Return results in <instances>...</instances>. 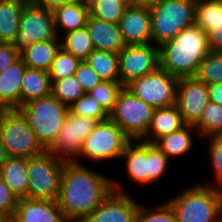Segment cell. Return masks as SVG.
I'll return each mask as SVG.
<instances>
[{
  "label": "cell",
  "mask_w": 222,
  "mask_h": 222,
  "mask_svg": "<svg viewBox=\"0 0 222 222\" xmlns=\"http://www.w3.org/2000/svg\"><path fill=\"white\" fill-rule=\"evenodd\" d=\"M86 164L64 162L57 198L68 222H81L114 191L113 179Z\"/></svg>",
  "instance_id": "obj_1"
},
{
  "label": "cell",
  "mask_w": 222,
  "mask_h": 222,
  "mask_svg": "<svg viewBox=\"0 0 222 222\" xmlns=\"http://www.w3.org/2000/svg\"><path fill=\"white\" fill-rule=\"evenodd\" d=\"M209 53L208 35L193 24L159 46L160 67L177 78L194 77Z\"/></svg>",
  "instance_id": "obj_2"
},
{
  "label": "cell",
  "mask_w": 222,
  "mask_h": 222,
  "mask_svg": "<svg viewBox=\"0 0 222 222\" xmlns=\"http://www.w3.org/2000/svg\"><path fill=\"white\" fill-rule=\"evenodd\" d=\"M186 188V189H185ZM164 199L178 222H219L222 217V189L194 183Z\"/></svg>",
  "instance_id": "obj_3"
},
{
  "label": "cell",
  "mask_w": 222,
  "mask_h": 222,
  "mask_svg": "<svg viewBox=\"0 0 222 222\" xmlns=\"http://www.w3.org/2000/svg\"><path fill=\"white\" fill-rule=\"evenodd\" d=\"M121 159L124 162L126 178L141 187L161 181L168 173L169 162H171V159L155 144L142 140H131Z\"/></svg>",
  "instance_id": "obj_4"
},
{
  "label": "cell",
  "mask_w": 222,
  "mask_h": 222,
  "mask_svg": "<svg viewBox=\"0 0 222 222\" xmlns=\"http://www.w3.org/2000/svg\"><path fill=\"white\" fill-rule=\"evenodd\" d=\"M196 0H161L150 7L152 44L160 46L195 24Z\"/></svg>",
  "instance_id": "obj_5"
},
{
  "label": "cell",
  "mask_w": 222,
  "mask_h": 222,
  "mask_svg": "<svg viewBox=\"0 0 222 222\" xmlns=\"http://www.w3.org/2000/svg\"><path fill=\"white\" fill-rule=\"evenodd\" d=\"M131 139L124 133V131L110 118L97 122L92 132L84 140L81 152L75 162L84 164L87 160L94 165L95 163H108L110 160H119L127 144ZM83 159V160H82ZM103 161V162H102Z\"/></svg>",
  "instance_id": "obj_6"
},
{
  "label": "cell",
  "mask_w": 222,
  "mask_h": 222,
  "mask_svg": "<svg viewBox=\"0 0 222 222\" xmlns=\"http://www.w3.org/2000/svg\"><path fill=\"white\" fill-rule=\"evenodd\" d=\"M35 136L47 149L63 127L69 107L52 94L32 100L18 108Z\"/></svg>",
  "instance_id": "obj_7"
},
{
  "label": "cell",
  "mask_w": 222,
  "mask_h": 222,
  "mask_svg": "<svg viewBox=\"0 0 222 222\" xmlns=\"http://www.w3.org/2000/svg\"><path fill=\"white\" fill-rule=\"evenodd\" d=\"M0 139L9 157L30 158L46 151L18 109H5L2 112Z\"/></svg>",
  "instance_id": "obj_8"
},
{
  "label": "cell",
  "mask_w": 222,
  "mask_h": 222,
  "mask_svg": "<svg viewBox=\"0 0 222 222\" xmlns=\"http://www.w3.org/2000/svg\"><path fill=\"white\" fill-rule=\"evenodd\" d=\"M64 162L47 151L28 158V198L57 200Z\"/></svg>",
  "instance_id": "obj_9"
},
{
  "label": "cell",
  "mask_w": 222,
  "mask_h": 222,
  "mask_svg": "<svg viewBox=\"0 0 222 222\" xmlns=\"http://www.w3.org/2000/svg\"><path fill=\"white\" fill-rule=\"evenodd\" d=\"M154 108L123 87L117 97L109 118L114 121L131 140H141L149 129Z\"/></svg>",
  "instance_id": "obj_10"
},
{
  "label": "cell",
  "mask_w": 222,
  "mask_h": 222,
  "mask_svg": "<svg viewBox=\"0 0 222 222\" xmlns=\"http://www.w3.org/2000/svg\"><path fill=\"white\" fill-rule=\"evenodd\" d=\"M178 80L159 66L150 74L132 81L126 88L154 109L164 108L176 104Z\"/></svg>",
  "instance_id": "obj_11"
},
{
  "label": "cell",
  "mask_w": 222,
  "mask_h": 222,
  "mask_svg": "<svg viewBox=\"0 0 222 222\" xmlns=\"http://www.w3.org/2000/svg\"><path fill=\"white\" fill-rule=\"evenodd\" d=\"M96 124V120L79 116L69 111L63 127L46 151L65 162L76 161L84 140L92 132Z\"/></svg>",
  "instance_id": "obj_12"
},
{
  "label": "cell",
  "mask_w": 222,
  "mask_h": 222,
  "mask_svg": "<svg viewBox=\"0 0 222 222\" xmlns=\"http://www.w3.org/2000/svg\"><path fill=\"white\" fill-rule=\"evenodd\" d=\"M60 40L58 37L53 11L27 3L20 18L19 31L11 43L19 51L33 42Z\"/></svg>",
  "instance_id": "obj_13"
},
{
  "label": "cell",
  "mask_w": 222,
  "mask_h": 222,
  "mask_svg": "<svg viewBox=\"0 0 222 222\" xmlns=\"http://www.w3.org/2000/svg\"><path fill=\"white\" fill-rule=\"evenodd\" d=\"M118 55L119 78L124 87L160 66L159 46L152 43L126 45Z\"/></svg>",
  "instance_id": "obj_14"
},
{
  "label": "cell",
  "mask_w": 222,
  "mask_h": 222,
  "mask_svg": "<svg viewBox=\"0 0 222 222\" xmlns=\"http://www.w3.org/2000/svg\"><path fill=\"white\" fill-rule=\"evenodd\" d=\"M121 184L113 179L114 191L81 222H137L140 203L128 195Z\"/></svg>",
  "instance_id": "obj_15"
},
{
  "label": "cell",
  "mask_w": 222,
  "mask_h": 222,
  "mask_svg": "<svg viewBox=\"0 0 222 222\" xmlns=\"http://www.w3.org/2000/svg\"><path fill=\"white\" fill-rule=\"evenodd\" d=\"M209 102L208 85L195 77L179 78L175 105L185 124L195 125Z\"/></svg>",
  "instance_id": "obj_16"
},
{
  "label": "cell",
  "mask_w": 222,
  "mask_h": 222,
  "mask_svg": "<svg viewBox=\"0 0 222 222\" xmlns=\"http://www.w3.org/2000/svg\"><path fill=\"white\" fill-rule=\"evenodd\" d=\"M118 25L126 45L152 43L151 13L149 7L129 6Z\"/></svg>",
  "instance_id": "obj_17"
},
{
  "label": "cell",
  "mask_w": 222,
  "mask_h": 222,
  "mask_svg": "<svg viewBox=\"0 0 222 222\" xmlns=\"http://www.w3.org/2000/svg\"><path fill=\"white\" fill-rule=\"evenodd\" d=\"M195 24L208 35L210 52H222V0H196Z\"/></svg>",
  "instance_id": "obj_18"
},
{
  "label": "cell",
  "mask_w": 222,
  "mask_h": 222,
  "mask_svg": "<svg viewBox=\"0 0 222 222\" xmlns=\"http://www.w3.org/2000/svg\"><path fill=\"white\" fill-rule=\"evenodd\" d=\"M15 222H68L56 200L19 198Z\"/></svg>",
  "instance_id": "obj_19"
},
{
  "label": "cell",
  "mask_w": 222,
  "mask_h": 222,
  "mask_svg": "<svg viewBox=\"0 0 222 222\" xmlns=\"http://www.w3.org/2000/svg\"><path fill=\"white\" fill-rule=\"evenodd\" d=\"M86 26L94 50L119 54L126 46L118 24L102 21L89 15Z\"/></svg>",
  "instance_id": "obj_20"
},
{
  "label": "cell",
  "mask_w": 222,
  "mask_h": 222,
  "mask_svg": "<svg viewBox=\"0 0 222 222\" xmlns=\"http://www.w3.org/2000/svg\"><path fill=\"white\" fill-rule=\"evenodd\" d=\"M27 66L19 58L0 73V105L5 109L20 107V90Z\"/></svg>",
  "instance_id": "obj_21"
},
{
  "label": "cell",
  "mask_w": 222,
  "mask_h": 222,
  "mask_svg": "<svg viewBox=\"0 0 222 222\" xmlns=\"http://www.w3.org/2000/svg\"><path fill=\"white\" fill-rule=\"evenodd\" d=\"M185 125L176 105L154 109L147 134L141 140L154 144L159 138L178 131Z\"/></svg>",
  "instance_id": "obj_22"
},
{
  "label": "cell",
  "mask_w": 222,
  "mask_h": 222,
  "mask_svg": "<svg viewBox=\"0 0 222 222\" xmlns=\"http://www.w3.org/2000/svg\"><path fill=\"white\" fill-rule=\"evenodd\" d=\"M195 136L200 138L194 125L186 124L180 130L159 138L154 144L173 160L172 158L175 159L186 154L190 155V152L194 148V143L197 141L194 140Z\"/></svg>",
  "instance_id": "obj_23"
},
{
  "label": "cell",
  "mask_w": 222,
  "mask_h": 222,
  "mask_svg": "<svg viewBox=\"0 0 222 222\" xmlns=\"http://www.w3.org/2000/svg\"><path fill=\"white\" fill-rule=\"evenodd\" d=\"M55 28L60 38L62 35L85 27L89 13L88 2L64 5L53 11Z\"/></svg>",
  "instance_id": "obj_24"
},
{
  "label": "cell",
  "mask_w": 222,
  "mask_h": 222,
  "mask_svg": "<svg viewBox=\"0 0 222 222\" xmlns=\"http://www.w3.org/2000/svg\"><path fill=\"white\" fill-rule=\"evenodd\" d=\"M60 47V40L33 42L20 51V58L28 68L49 72Z\"/></svg>",
  "instance_id": "obj_25"
},
{
  "label": "cell",
  "mask_w": 222,
  "mask_h": 222,
  "mask_svg": "<svg viewBox=\"0 0 222 222\" xmlns=\"http://www.w3.org/2000/svg\"><path fill=\"white\" fill-rule=\"evenodd\" d=\"M28 158L9 157L2 166L3 181L19 198H28Z\"/></svg>",
  "instance_id": "obj_26"
},
{
  "label": "cell",
  "mask_w": 222,
  "mask_h": 222,
  "mask_svg": "<svg viewBox=\"0 0 222 222\" xmlns=\"http://www.w3.org/2000/svg\"><path fill=\"white\" fill-rule=\"evenodd\" d=\"M51 86L48 72L27 67L20 90V107L32 100L51 94Z\"/></svg>",
  "instance_id": "obj_27"
},
{
  "label": "cell",
  "mask_w": 222,
  "mask_h": 222,
  "mask_svg": "<svg viewBox=\"0 0 222 222\" xmlns=\"http://www.w3.org/2000/svg\"><path fill=\"white\" fill-rule=\"evenodd\" d=\"M27 3L28 0H0V40L3 43L13 42Z\"/></svg>",
  "instance_id": "obj_28"
},
{
  "label": "cell",
  "mask_w": 222,
  "mask_h": 222,
  "mask_svg": "<svg viewBox=\"0 0 222 222\" xmlns=\"http://www.w3.org/2000/svg\"><path fill=\"white\" fill-rule=\"evenodd\" d=\"M60 41L61 47L80 61H86L94 50L87 26L62 35Z\"/></svg>",
  "instance_id": "obj_29"
},
{
  "label": "cell",
  "mask_w": 222,
  "mask_h": 222,
  "mask_svg": "<svg viewBox=\"0 0 222 222\" xmlns=\"http://www.w3.org/2000/svg\"><path fill=\"white\" fill-rule=\"evenodd\" d=\"M86 61L103 81H120L118 54L93 50Z\"/></svg>",
  "instance_id": "obj_30"
},
{
  "label": "cell",
  "mask_w": 222,
  "mask_h": 222,
  "mask_svg": "<svg viewBox=\"0 0 222 222\" xmlns=\"http://www.w3.org/2000/svg\"><path fill=\"white\" fill-rule=\"evenodd\" d=\"M88 4L91 17L115 24H119L129 7L120 0H88Z\"/></svg>",
  "instance_id": "obj_31"
},
{
  "label": "cell",
  "mask_w": 222,
  "mask_h": 222,
  "mask_svg": "<svg viewBox=\"0 0 222 222\" xmlns=\"http://www.w3.org/2000/svg\"><path fill=\"white\" fill-rule=\"evenodd\" d=\"M194 127L202 139L222 135V106L210 101Z\"/></svg>",
  "instance_id": "obj_32"
},
{
  "label": "cell",
  "mask_w": 222,
  "mask_h": 222,
  "mask_svg": "<svg viewBox=\"0 0 222 222\" xmlns=\"http://www.w3.org/2000/svg\"><path fill=\"white\" fill-rule=\"evenodd\" d=\"M51 94L64 105L70 107L75 101L85 94L75 75L55 80L52 82Z\"/></svg>",
  "instance_id": "obj_33"
},
{
  "label": "cell",
  "mask_w": 222,
  "mask_h": 222,
  "mask_svg": "<svg viewBox=\"0 0 222 222\" xmlns=\"http://www.w3.org/2000/svg\"><path fill=\"white\" fill-rule=\"evenodd\" d=\"M206 140L207 145V153L210 159V164L212 168V181L204 180V182H200L207 186H212L216 188L222 189V135L208 136L203 138Z\"/></svg>",
  "instance_id": "obj_34"
},
{
  "label": "cell",
  "mask_w": 222,
  "mask_h": 222,
  "mask_svg": "<svg viewBox=\"0 0 222 222\" xmlns=\"http://www.w3.org/2000/svg\"><path fill=\"white\" fill-rule=\"evenodd\" d=\"M194 77L206 85L222 82V52H210Z\"/></svg>",
  "instance_id": "obj_35"
},
{
  "label": "cell",
  "mask_w": 222,
  "mask_h": 222,
  "mask_svg": "<svg viewBox=\"0 0 222 222\" xmlns=\"http://www.w3.org/2000/svg\"><path fill=\"white\" fill-rule=\"evenodd\" d=\"M123 87L120 81H102L88 93L110 114Z\"/></svg>",
  "instance_id": "obj_36"
},
{
  "label": "cell",
  "mask_w": 222,
  "mask_h": 222,
  "mask_svg": "<svg viewBox=\"0 0 222 222\" xmlns=\"http://www.w3.org/2000/svg\"><path fill=\"white\" fill-rule=\"evenodd\" d=\"M80 62L79 59L60 47L48 72L51 83L55 80L75 75Z\"/></svg>",
  "instance_id": "obj_37"
},
{
  "label": "cell",
  "mask_w": 222,
  "mask_h": 222,
  "mask_svg": "<svg viewBox=\"0 0 222 222\" xmlns=\"http://www.w3.org/2000/svg\"><path fill=\"white\" fill-rule=\"evenodd\" d=\"M137 222H178L172 207L166 202L155 204V206L140 203L137 213Z\"/></svg>",
  "instance_id": "obj_38"
},
{
  "label": "cell",
  "mask_w": 222,
  "mask_h": 222,
  "mask_svg": "<svg viewBox=\"0 0 222 222\" xmlns=\"http://www.w3.org/2000/svg\"><path fill=\"white\" fill-rule=\"evenodd\" d=\"M69 111L79 116H84L102 122L109 119V114L89 93H85L70 107Z\"/></svg>",
  "instance_id": "obj_39"
},
{
  "label": "cell",
  "mask_w": 222,
  "mask_h": 222,
  "mask_svg": "<svg viewBox=\"0 0 222 222\" xmlns=\"http://www.w3.org/2000/svg\"><path fill=\"white\" fill-rule=\"evenodd\" d=\"M75 76L82 86L85 93H88L94 87H96L103 80L98 74L90 67L87 61H81L78 65Z\"/></svg>",
  "instance_id": "obj_40"
},
{
  "label": "cell",
  "mask_w": 222,
  "mask_h": 222,
  "mask_svg": "<svg viewBox=\"0 0 222 222\" xmlns=\"http://www.w3.org/2000/svg\"><path fill=\"white\" fill-rule=\"evenodd\" d=\"M18 198L5 184L4 181L0 182V212L6 217H13Z\"/></svg>",
  "instance_id": "obj_41"
},
{
  "label": "cell",
  "mask_w": 222,
  "mask_h": 222,
  "mask_svg": "<svg viewBox=\"0 0 222 222\" xmlns=\"http://www.w3.org/2000/svg\"><path fill=\"white\" fill-rule=\"evenodd\" d=\"M20 58V51L11 43L0 46V73Z\"/></svg>",
  "instance_id": "obj_42"
},
{
  "label": "cell",
  "mask_w": 222,
  "mask_h": 222,
  "mask_svg": "<svg viewBox=\"0 0 222 222\" xmlns=\"http://www.w3.org/2000/svg\"><path fill=\"white\" fill-rule=\"evenodd\" d=\"M28 2L37 7L54 11L56 8L64 5H70L78 2H88V0H28Z\"/></svg>",
  "instance_id": "obj_43"
},
{
  "label": "cell",
  "mask_w": 222,
  "mask_h": 222,
  "mask_svg": "<svg viewBox=\"0 0 222 222\" xmlns=\"http://www.w3.org/2000/svg\"><path fill=\"white\" fill-rule=\"evenodd\" d=\"M210 101L222 106V82L208 85Z\"/></svg>",
  "instance_id": "obj_44"
},
{
  "label": "cell",
  "mask_w": 222,
  "mask_h": 222,
  "mask_svg": "<svg viewBox=\"0 0 222 222\" xmlns=\"http://www.w3.org/2000/svg\"><path fill=\"white\" fill-rule=\"evenodd\" d=\"M161 0H132L133 6L152 7L158 4Z\"/></svg>",
  "instance_id": "obj_45"
},
{
  "label": "cell",
  "mask_w": 222,
  "mask_h": 222,
  "mask_svg": "<svg viewBox=\"0 0 222 222\" xmlns=\"http://www.w3.org/2000/svg\"><path fill=\"white\" fill-rule=\"evenodd\" d=\"M8 158L9 156L7 154V151L5 147L3 146V144L1 143V139H0V169L2 168V166L7 161Z\"/></svg>",
  "instance_id": "obj_46"
},
{
  "label": "cell",
  "mask_w": 222,
  "mask_h": 222,
  "mask_svg": "<svg viewBox=\"0 0 222 222\" xmlns=\"http://www.w3.org/2000/svg\"><path fill=\"white\" fill-rule=\"evenodd\" d=\"M120 1L124 2L128 6H132V0H120Z\"/></svg>",
  "instance_id": "obj_47"
},
{
  "label": "cell",
  "mask_w": 222,
  "mask_h": 222,
  "mask_svg": "<svg viewBox=\"0 0 222 222\" xmlns=\"http://www.w3.org/2000/svg\"><path fill=\"white\" fill-rule=\"evenodd\" d=\"M2 222H15V221H14V219L12 217H7Z\"/></svg>",
  "instance_id": "obj_48"
},
{
  "label": "cell",
  "mask_w": 222,
  "mask_h": 222,
  "mask_svg": "<svg viewBox=\"0 0 222 222\" xmlns=\"http://www.w3.org/2000/svg\"><path fill=\"white\" fill-rule=\"evenodd\" d=\"M7 217L4 216L1 212H0V222H2L4 219H6Z\"/></svg>",
  "instance_id": "obj_49"
},
{
  "label": "cell",
  "mask_w": 222,
  "mask_h": 222,
  "mask_svg": "<svg viewBox=\"0 0 222 222\" xmlns=\"http://www.w3.org/2000/svg\"><path fill=\"white\" fill-rule=\"evenodd\" d=\"M5 110V108H3L1 105H0V118H1V115H2V112Z\"/></svg>",
  "instance_id": "obj_50"
},
{
  "label": "cell",
  "mask_w": 222,
  "mask_h": 222,
  "mask_svg": "<svg viewBox=\"0 0 222 222\" xmlns=\"http://www.w3.org/2000/svg\"><path fill=\"white\" fill-rule=\"evenodd\" d=\"M3 181L2 169H0V182Z\"/></svg>",
  "instance_id": "obj_51"
}]
</instances>
